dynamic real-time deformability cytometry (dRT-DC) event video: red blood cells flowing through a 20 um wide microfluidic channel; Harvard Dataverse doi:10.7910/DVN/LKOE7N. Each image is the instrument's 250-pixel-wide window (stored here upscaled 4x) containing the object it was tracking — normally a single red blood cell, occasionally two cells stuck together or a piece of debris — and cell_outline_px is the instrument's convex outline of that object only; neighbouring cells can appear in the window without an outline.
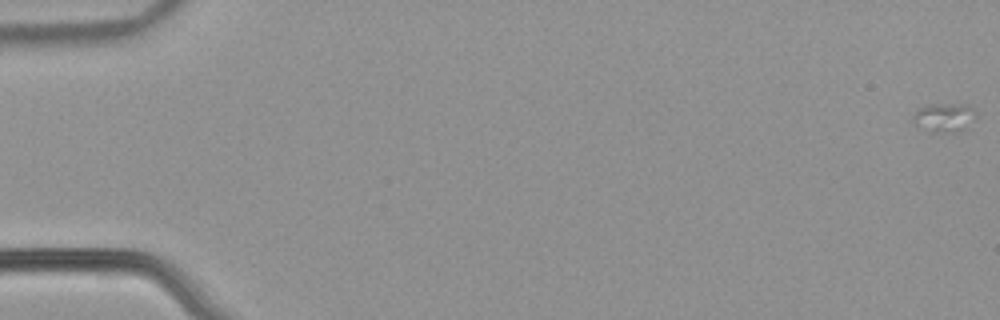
{"species": "common noctule bat (a hibernating species)", "species_latin": "Nyctalus noctula", "temperature_condition": "warm", "stored_images_in_passage": 45, "camera_frame_rate_fps": 3000, "um_per_image_px": 0.085, "animal": {"sex": "male", "body_mass_g": 21.5, "forearm_length_mm": 52.0}, "frame": {"image": 1, "passage_image": 1, "time_ms": 0.0, "image_size_px": [1000, 320], "cell_outline_px": [[976, 116], [968, 128], [956, 132], [932, 132], [916, 124], [912, 120], [912, 116], [916, 108], [928, 104], [968, 104], [976, 112]], "centroid_in_image_um": [80.27, 9.97], "position_along_channel_um": 4.7, "area_um2": 10.81}}